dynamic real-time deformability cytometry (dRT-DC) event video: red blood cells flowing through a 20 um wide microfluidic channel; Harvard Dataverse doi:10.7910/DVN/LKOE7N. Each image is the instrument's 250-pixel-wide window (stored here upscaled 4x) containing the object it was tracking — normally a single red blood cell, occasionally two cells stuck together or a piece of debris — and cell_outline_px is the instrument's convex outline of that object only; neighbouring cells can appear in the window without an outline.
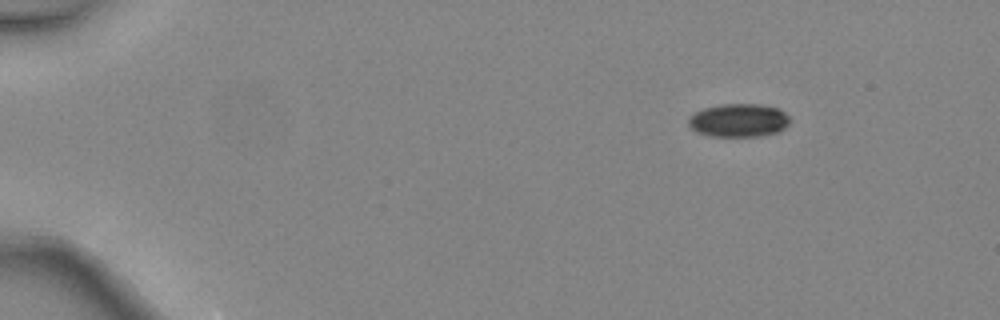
{"species": "common noctule bat (a hibernating species)", "species_latin": "Nyctalus noctula", "temperature_condition": "warm", "stored_images_in_passage": 3, "camera_frame_rate_fps": 3000, "um_per_image_px": 0.085, "animal": {"sex": "female", "body_mass_g": 24.6, "forearm_length_mm": 56.2}, "frame": {"image": 1, "passage_image": 1, "time_ms": 0.0, "image_size_px": [1000, 320], "cell_outline_px": [[788, 124], [784, 128], [776, 132], [760, 136], [712, 136], [696, 132], [688, 124], [688, 116], [704, 108], [724, 104], [760, 104], [776, 108], [784, 112], [788, 116]], "centroid_in_image_um": [62.75, 10.23], "position_along_channel_um": 22.2, "area_um2": 19.48}}